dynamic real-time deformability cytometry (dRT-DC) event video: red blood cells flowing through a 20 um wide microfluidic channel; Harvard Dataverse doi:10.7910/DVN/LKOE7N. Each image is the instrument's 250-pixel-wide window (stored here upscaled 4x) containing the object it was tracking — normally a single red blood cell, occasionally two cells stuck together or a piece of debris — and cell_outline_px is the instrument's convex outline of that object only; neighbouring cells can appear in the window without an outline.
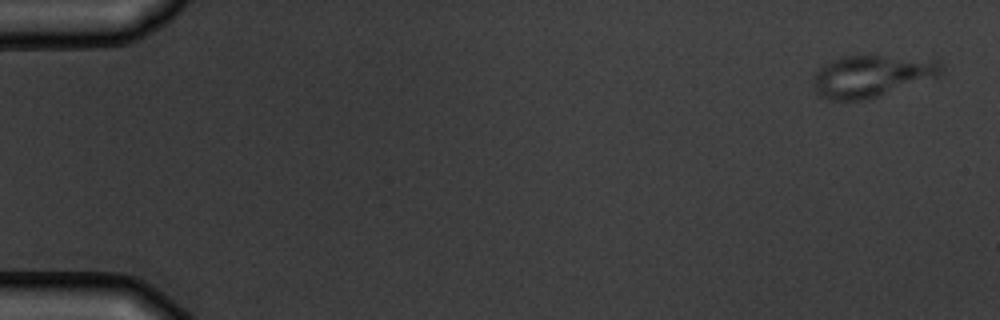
{"species": "common noctule bat (a hibernating species)", "species_latin": "Nyctalus noctula", "temperature_condition": "warm", "stored_images_in_passage": 6, "camera_frame_rate_fps": 3000, "um_per_image_px": 0.085, "animal": {"sex": "male", "body_mass_g": 19.5, "forearm_length_mm": 54.6}, "frame": {"image": 1, "passage_image": 1, "time_ms": 0.0, "image_size_px": [1000, 320], "cell_outline_px": [[944, 72], [940, 76], [880, 96], [864, 100], [832, 100], [816, 96], [812, 84], [812, 80], [816, 72], [824, 64], [844, 56], [880, 56], [940, 60]], "centroid_in_image_um": [74.08, 6.49], "position_along_channel_um": 10.9, "area_um2": 31.39}}
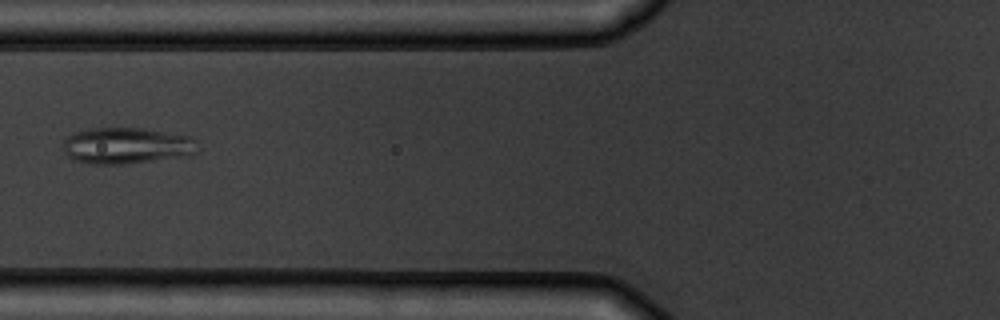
{"frame": {"image": 2, "passage_image": 6, "time_ms": 6.667, "image_size_px": [1000, 320], "cell_outline_px": [[200, 152], [192, 156], [124, 164], [92, 164], [76, 160], [68, 156], [64, 152], [64, 140], [72, 132], [96, 128], [140, 128], [192, 136]], "centroid_in_image_um": [10.82, 12.39], "position_along_channel_um": 115.0, "area_um2": 28.73}}